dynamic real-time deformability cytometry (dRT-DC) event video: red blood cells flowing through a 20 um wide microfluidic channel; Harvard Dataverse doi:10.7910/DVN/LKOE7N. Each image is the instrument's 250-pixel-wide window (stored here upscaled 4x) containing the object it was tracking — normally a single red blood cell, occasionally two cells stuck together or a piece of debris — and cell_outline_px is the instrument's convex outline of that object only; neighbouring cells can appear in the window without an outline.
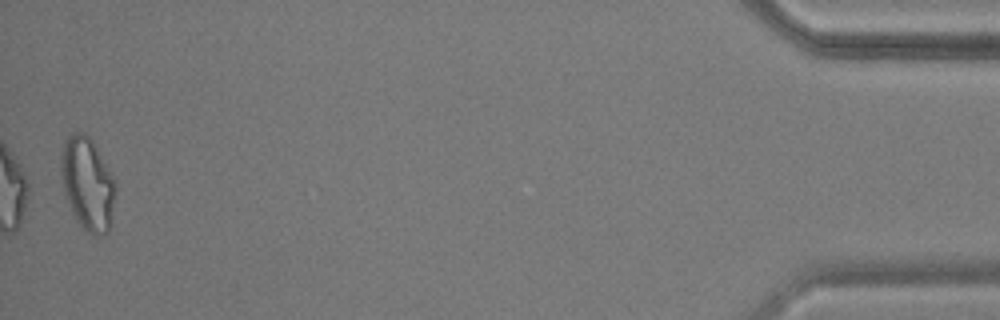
{"species": "common noctule bat (a hibernating species)", "species_latin": "Nyctalus noctula", "temperature_condition": "warm", "stored_images_in_passage": 53, "camera_frame_rate_fps": 3000, "um_per_image_px": 0.085, "animal": {"sex": "male", "body_mass_g": 17.9, "forearm_length_mm": 54.2}, "frame": {"image": 1, "passage_image": 53, "time_ms": 17.333, "image_size_px": [1000, 320], "cell_outline_px": [[116, 184], [108, 232], [104, 236], [96, 236], [88, 232], [76, 220], [64, 196], [60, 176], [60, 156], [64, 140], [72, 132], [84, 132], [92, 140], [116, 180]], "centroid_in_image_um": [7.4, 15.59], "position_along_channel_um": 427.8, "area_um2": 29.77}, "authors_computed_cell_mechanics": {"area_um2": 22.831, "velocity_mm_per_s": 3.7637, "shape_relaxation_time_tau1_ms": null, "shape_relaxation_time_tau2_ms": 1.4889, "deformation_change_tau1": null, "deformation_change_tau2": 0.0942}}